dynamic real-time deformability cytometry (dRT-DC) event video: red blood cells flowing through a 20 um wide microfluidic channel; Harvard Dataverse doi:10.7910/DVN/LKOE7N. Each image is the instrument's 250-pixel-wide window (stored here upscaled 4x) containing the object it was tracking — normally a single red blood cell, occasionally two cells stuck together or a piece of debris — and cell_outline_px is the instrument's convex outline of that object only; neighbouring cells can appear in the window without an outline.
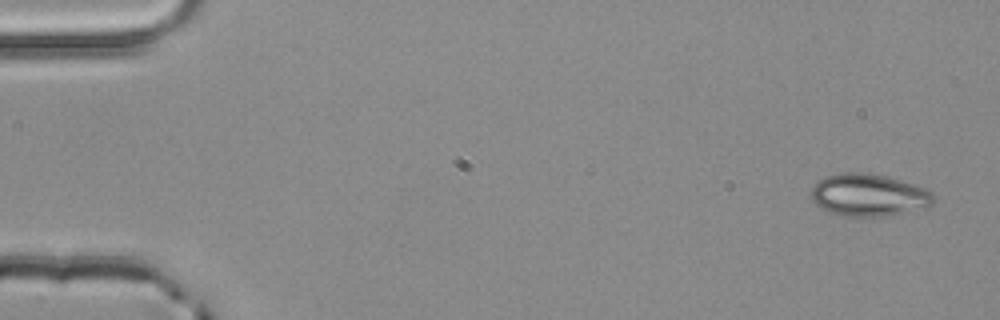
{"species": "common noctule bat (a hibernating species)", "species_latin": "Nyctalus noctula", "temperature_condition": "room temperature", "stored_images_in_passage": 3, "camera_frame_rate_fps": 3000, "um_per_image_px": 0.085, "animal": {"sex": "male", "body_mass_g": 20.4}, "frame": {"image": 1, "passage_image": 1, "time_ms": 0.0, "image_size_px": [1000, 320], "cell_outline_px": [[936, 200], [928, 208], [884, 216], [840, 216], [828, 212], [820, 208], [812, 200], [812, 184], [824, 176], [844, 172], [868, 172], [888, 176], [924, 188], [932, 192], [936, 196]], "centroid_in_image_um": [73.84, 16.58], "position_along_channel_um": 11.2, "area_um2": 30.69}}